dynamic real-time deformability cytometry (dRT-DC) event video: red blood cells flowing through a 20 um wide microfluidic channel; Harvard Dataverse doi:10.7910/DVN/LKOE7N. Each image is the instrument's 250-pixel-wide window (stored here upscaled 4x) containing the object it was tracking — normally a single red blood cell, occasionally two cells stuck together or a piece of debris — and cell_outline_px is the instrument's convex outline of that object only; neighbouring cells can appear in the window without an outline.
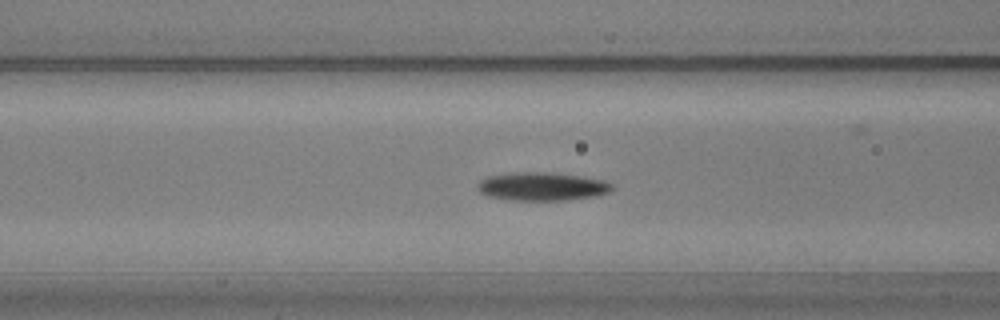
{"species": "common noctule bat (a hibernating species)", "species_latin": "Nyctalus noctula", "temperature_condition": "warm", "stored_images_in_passage": 55, "camera_frame_rate_fps": 3000, "um_per_image_px": 0.085, "animal": {"sex": "male", "body_mass_g": 20.5, "forearm_length_mm": 52.5}, "frame": {"image": 1, "passage_image": 20, "time_ms": 6.333, "image_size_px": [1000, 320], "cell_outline_px": [[612, 188], [608, 192], [592, 196], [568, 200], [508, 200], [488, 196], [480, 192], [480, 180], [488, 176], [516, 172], [552, 172], [580, 176], [604, 180], [612, 184]], "centroid_in_image_um": [46.07, 15.84], "position_along_channel_um": 120.5, "area_um2": 21.96}}
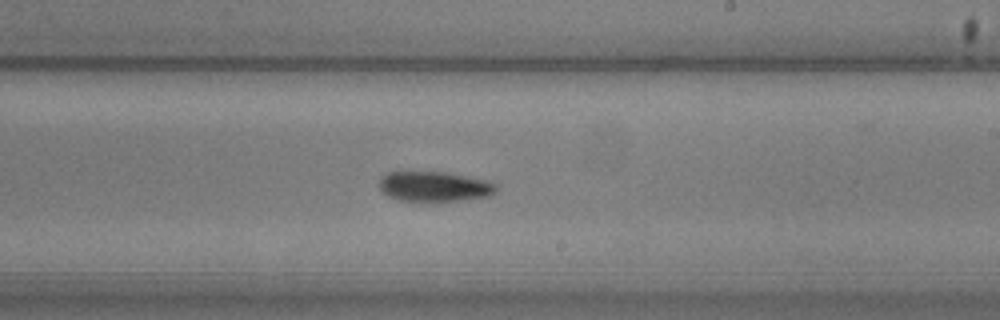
{"frame": {"image": 2, "passage_image": 31, "time_ms": 10.0, "image_size_px": [1000, 320], "cell_outline_px": [[496, 192], [488, 196], [460, 200], [400, 200], [388, 196], [380, 188], [380, 176], [388, 172], [404, 168], [448, 172], [488, 180], [496, 184]], "centroid_in_image_um": [36.86, 15.77], "position_along_channel_um": 252.1, "area_um2": 21.1}}
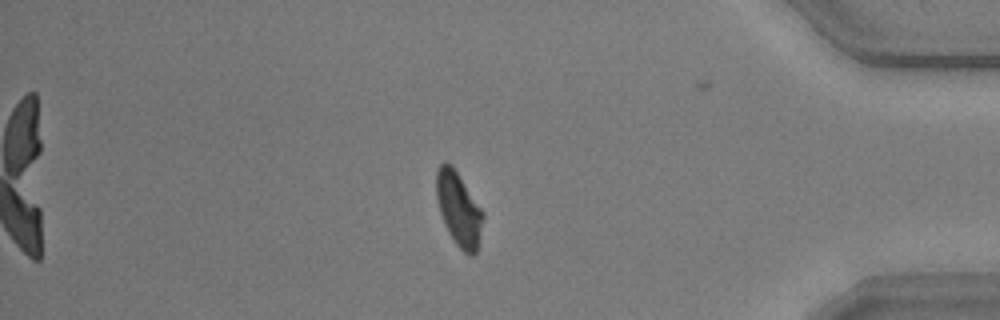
{"frame": {"image": 3, "passage_image": 46, "time_ms": 15.0, "image_size_px": [1000, 320], "cell_outline_px": [[484, 216], [476, 252], [472, 256], [468, 256], [456, 244], [448, 232], [444, 224], [440, 212], [436, 196], [436, 172], [440, 164], [444, 160], [452, 164], [484, 212]], "centroid_in_image_um": [38.98, 17.74], "position_along_channel_um": 396.2, "area_um2": 20.11}, "authors_computed_cell_mechanics": {"area_um2": 20.519, "velocity_mm_per_s": 3.6018, "shape_relaxation_time_tau1_ms": 4.3346, "shape_relaxation_time_tau2_ms": null, "deformation_change_tau1": 0.1623, "deformation_change_tau2": null}}